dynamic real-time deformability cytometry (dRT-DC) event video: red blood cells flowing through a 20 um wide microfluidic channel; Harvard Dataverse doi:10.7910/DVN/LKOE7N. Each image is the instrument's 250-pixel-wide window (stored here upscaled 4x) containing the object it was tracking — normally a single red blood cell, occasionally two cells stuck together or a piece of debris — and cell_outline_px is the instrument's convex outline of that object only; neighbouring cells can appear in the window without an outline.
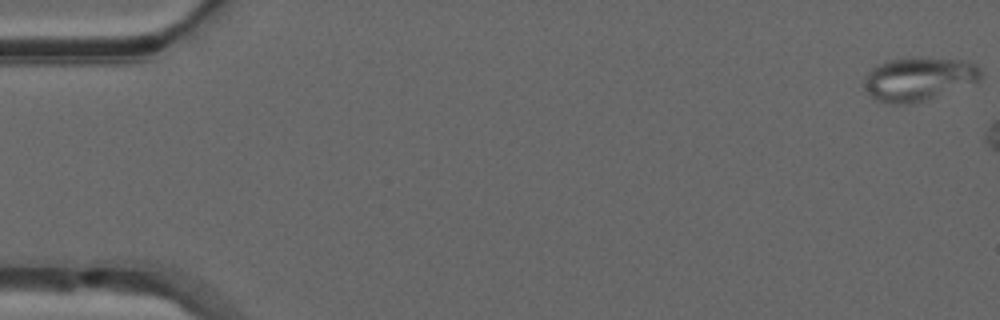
{"species": "common noctule bat (a hibernating species)", "species_latin": "Nyctalus noctula", "temperature_condition": "warm", "stored_images_in_passage": 7, "camera_frame_rate_fps": 3000, "um_per_image_px": 0.085, "animal": {"sex": "male", "forearm_length_mm": 52.5}, "frame": {"image": 1, "passage_image": 1, "time_ms": 0.0, "image_size_px": [1000, 320], "cell_outline_px": [[980, 80], [924, 100], [912, 104], [888, 104], [876, 100], [868, 92], [864, 84], [864, 76], [872, 68], [888, 60], [920, 56], [968, 60], [976, 64], [980, 68]], "centroid_in_image_um": [78.07, 6.68], "position_along_channel_um": 6.9, "area_um2": 29.65}}